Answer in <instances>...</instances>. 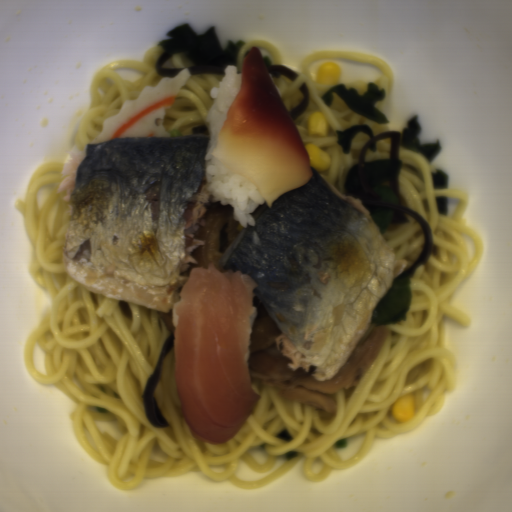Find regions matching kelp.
Masks as SVG:
<instances>
[{
	"label": "kelp",
	"instance_id": "10",
	"mask_svg": "<svg viewBox=\"0 0 512 512\" xmlns=\"http://www.w3.org/2000/svg\"><path fill=\"white\" fill-rule=\"evenodd\" d=\"M275 437L278 440H282V441H286V442H290L291 440H293V437L291 436V434L288 432V430L286 428H283L282 430H280Z\"/></svg>",
	"mask_w": 512,
	"mask_h": 512
},
{
	"label": "kelp",
	"instance_id": "9",
	"mask_svg": "<svg viewBox=\"0 0 512 512\" xmlns=\"http://www.w3.org/2000/svg\"><path fill=\"white\" fill-rule=\"evenodd\" d=\"M192 133L194 135H209V127L204 125H194L192 128Z\"/></svg>",
	"mask_w": 512,
	"mask_h": 512
},
{
	"label": "kelp",
	"instance_id": "3",
	"mask_svg": "<svg viewBox=\"0 0 512 512\" xmlns=\"http://www.w3.org/2000/svg\"><path fill=\"white\" fill-rule=\"evenodd\" d=\"M334 94L349 109L362 115L373 123L390 124L391 120L377 107L386 95L385 90L379 89L378 84L368 81L364 93L339 83L325 91L320 99L326 105H333Z\"/></svg>",
	"mask_w": 512,
	"mask_h": 512
},
{
	"label": "kelp",
	"instance_id": "2",
	"mask_svg": "<svg viewBox=\"0 0 512 512\" xmlns=\"http://www.w3.org/2000/svg\"><path fill=\"white\" fill-rule=\"evenodd\" d=\"M243 45V39L235 43L228 40L226 45H222L215 26L211 25L202 34H197L188 23H184L168 32L166 39L158 43L157 47L161 55L155 63V72L160 77L173 78L185 67H163V65L170 57L182 54L195 63L194 66L187 67L191 75L224 76L226 66H236Z\"/></svg>",
	"mask_w": 512,
	"mask_h": 512
},
{
	"label": "kelp",
	"instance_id": "8",
	"mask_svg": "<svg viewBox=\"0 0 512 512\" xmlns=\"http://www.w3.org/2000/svg\"><path fill=\"white\" fill-rule=\"evenodd\" d=\"M436 211L439 215L446 216L448 213V198L447 196L435 197Z\"/></svg>",
	"mask_w": 512,
	"mask_h": 512
},
{
	"label": "kelp",
	"instance_id": "11",
	"mask_svg": "<svg viewBox=\"0 0 512 512\" xmlns=\"http://www.w3.org/2000/svg\"><path fill=\"white\" fill-rule=\"evenodd\" d=\"M284 456H285V459L291 460V459H295L296 457H298V453H297V451H288L287 453L284 454Z\"/></svg>",
	"mask_w": 512,
	"mask_h": 512
},
{
	"label": "kelp",
	"instance_id": "5",
	"mask_svg": "<svg viewBox=\"0 0 512 512\" xmlns=\"http://www.w3.org/2000/svg\"><path fill=\"white\" fill-rule=\"evenodd\" d=\"M265 65L268 69V72L271 76V78L279 77V76H285L286 78L290 79L291 81H295V79L298 77L299 73L292 70L289 67L283 66V65H277L272 64L270 58L266 56H262Z\"/></svg>",
	"mask_w": 512,
	"mask_h": 512
},
{
	"label": "kelp",
	"instance_id": "1",
	"mask_svg": "<svg viewBox=\"0 0 512 512\" xmlns=\"http://www.w3.org/2000/svg\"><path fill=\"white\" fill-rule=\"evenodd\" d=\"M422 126L418 114H415L407 121L404 131H384L374 134L367 124H355L347 129L335 130L337 143L342 153H350L354 137L358 133H364L368 138L360 149L357 162L349 167L344 177L345 196L359 200L365 211H399L407 213L413 218L423 230L422 248L414 263L397 277L394 282H399L412 275L418 268L423 266L430 258L433 250L431 232L422 216L410 208L402 193L400 186L401 165L400 148L417 152L425 156L429 163L440 154L443 146L438 139L432 142H421L419 135ZM391 139L390 158L388 160L365 161L364 152L368 149L375 150L376 142L385 138ZM380 184L394 190L400 201L397 204H380L372 202L369 193L373 185Z\"/></svg>",
	"mask_w": 512,
	"mask_h": 512
},
{
	"label": "kelp",
	"instance_id": "4",
	"mask_svg": "<svg viewBox=\"0 0 512 512\" xmlns=\"http://www.w3.org/2000/svg\"><path fill=\"white\" fill-rule=\"evenodd\" d=\"M174 348V333L166 338L159 359L150 373L142 395L143 410L147 419L154 427L170 426L162 414L155 396V390L160 382L164 358Z\"/></svg>",
	"mask_w": 512,
	"mask_h": 512
},
{
	"label": "kelp",
	"instance_id": "7",
	"mask_svg": "<svg viewBox=\"0 0 512 512\" xmlns=\"http://www.w3.org/2000/svg\"><path fill=\"white\" fill-rule=\"evenodd\" d=\"M433 190H447L449 188V173L436 168L430 173Z\"/></svg>",
	"mask_w": 512,
	"mask_h": 512
},
{
	"label": "kelp",
	"instance_id": "6",
	"mask_svg": "<svg viewBox=\"0 0 512 512\" xmlns=\"http://www.w3.org/2000/svg\"><path fill=\"white\" fill-rule=\"evenodd\" d=\"M298 89L303 94L302 100L294 108L288 111L293 121H296L305 113L310 103V92L308 85L305 82L301 83Z\"/></svg>",
	"mask_w": 512,
	"mask_h": 512
}]
</instances>
